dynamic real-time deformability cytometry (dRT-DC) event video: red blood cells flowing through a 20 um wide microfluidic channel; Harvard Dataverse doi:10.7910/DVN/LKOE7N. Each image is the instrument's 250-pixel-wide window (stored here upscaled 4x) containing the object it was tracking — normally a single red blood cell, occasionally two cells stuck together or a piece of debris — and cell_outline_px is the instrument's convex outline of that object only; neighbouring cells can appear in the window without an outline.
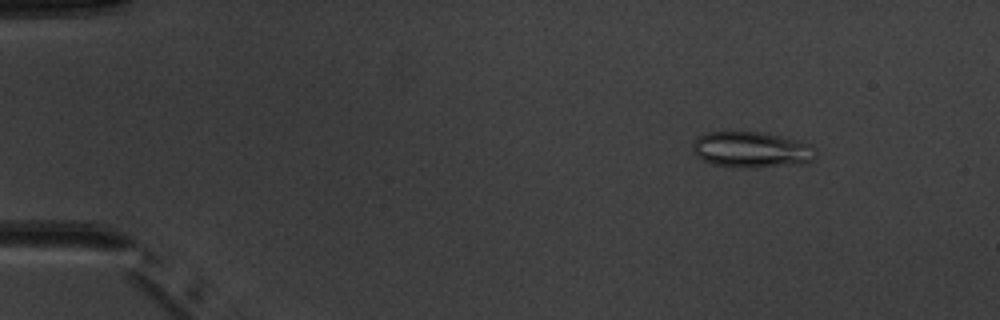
{"species": "common noctule bat (a hibernating species)", "species_latin": "Nyctalus noctula", "temperature_condition": "warm", "stored_images_in_passage": 4, "camera_frame_rate_fps": 3000, "um_per_image_px": 0.085, "animal": {"sex": "male", "body_mass_g": 20.1, "forearm_length_mm": 53.5}, "frame": {"image": 1, "passage_image": 2, "time_ms": 1.333, "image_size_px": [1000, 320], "cell_outline_px": [[816, 148], [812, 160], [800, 164], [744, 168], [712, 164], [696, 156], [692, 148], [692, 144], [700, 136], [708, 132], [760, 132], [812, 144]], "centroid_in_image_um": [63.87, 12.73], "position_along_channel_um": 21.1, "area_um2": 25.43}}